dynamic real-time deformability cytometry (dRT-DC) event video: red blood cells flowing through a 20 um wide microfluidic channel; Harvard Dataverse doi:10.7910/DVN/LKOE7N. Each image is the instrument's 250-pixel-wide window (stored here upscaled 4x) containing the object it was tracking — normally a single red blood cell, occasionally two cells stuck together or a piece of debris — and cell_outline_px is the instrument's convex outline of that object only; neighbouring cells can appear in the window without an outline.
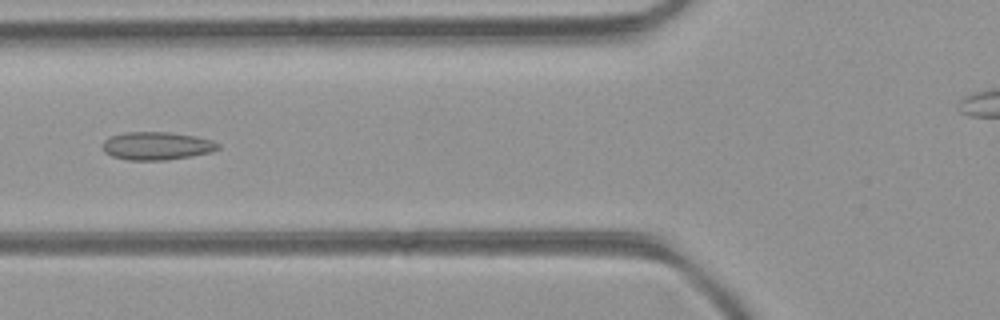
{"species": "common noctule bat (a hibernating species)", "species_latin": "Nyctalus noctula", "temperature_condition": "room temperature", "stored_images_in_passage": 6, "camera_frame_rate_fps": 3000, "um_per_image_px": 0.085, "animal": {"sex": "female", "body_mass_g": 21.9}, "frame": {"image": 1, "passage_image": 6, "time_ms": 1.667, "image_size_px": [1000, 320], "cell_outline_px": [[220, 148], [212, 152], [192, 156], [164, 160], [128, 160], [112, 156], [104, 152], [104, 140], [108, 136], [124, 132], [168, 132], [196, 136], [212, 140], [220, 144]], "centroid_in_image_um": [13.34, 12.39], "position_along_channel_um": 112.5, "area_um2": 18.96}}